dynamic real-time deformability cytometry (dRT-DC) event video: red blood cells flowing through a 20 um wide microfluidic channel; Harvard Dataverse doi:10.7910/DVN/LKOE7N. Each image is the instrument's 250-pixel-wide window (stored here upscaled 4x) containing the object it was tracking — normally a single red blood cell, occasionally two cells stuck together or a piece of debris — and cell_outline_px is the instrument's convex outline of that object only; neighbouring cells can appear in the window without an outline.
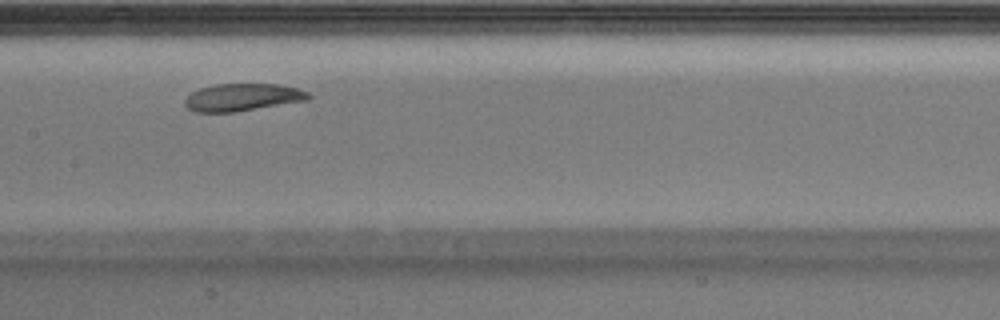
{"species": "Egyptian fruit bat (a non-hibernating species)", "species_latin": "Rousettus aegyptiacus", "temperature_condition": "warm", "stored_images_in_passage": 26, "camera_frame_rate_fps": 3000, "um_per_image_px": 0.085, "animal": {"sex": "male"}, "frame": {"image": 1, "passage_image": 12, "time_ms": 3.667, "image_size_px": [1000, 320], "cell_outline_px": [[312, 96], [308, 100], [232, 112], [196, 112], [188, 108], [184, 104], [184, 100], [192, 92], [200, 88], [216, 84], [280, 84], [296, 88], [308, 92]], "centroid_in_image_um": [20.61, 8.26], "position_along_channel_um": 186.8, "area_um2": 19.59}}